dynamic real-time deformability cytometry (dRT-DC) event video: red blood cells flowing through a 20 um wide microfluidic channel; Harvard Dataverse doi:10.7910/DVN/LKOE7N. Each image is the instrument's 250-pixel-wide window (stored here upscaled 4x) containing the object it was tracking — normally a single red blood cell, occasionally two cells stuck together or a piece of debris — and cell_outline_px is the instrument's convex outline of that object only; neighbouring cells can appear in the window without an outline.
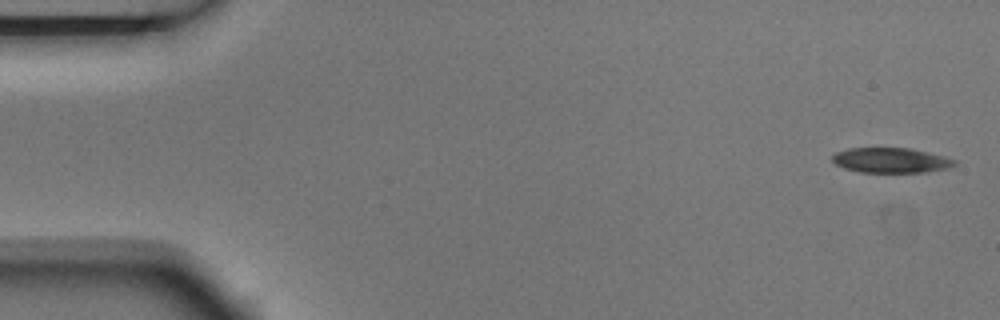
{"species": "Egyptian fruit bat (a non-hibernating species)", "species_latin": "Rousettus aegyptiacus", "temperature_condition": "room temperature", "stored_images_in_passage": 4, "camera_frame_rate_fps": 3000, "um_per_image_px": 0.085, "animal": {"sex": "male"}, "frame": {"image": 1, "passage_image": 1, "time_ms": 0.0, "image_size_px": [1000, 320], "cell_outline_px": [[956, 164], [948, 168], [924, 172], [860, 172], [844, 168], [836, 164], [832, 160], [832, 156], [836, 152], [848, 148], [912, 148], [944, 156], [956, 160]], "centroid_in_image_um": [75.73, 13.62], "position_along_channel_um": 9.3, "area_um2": 17.8}}
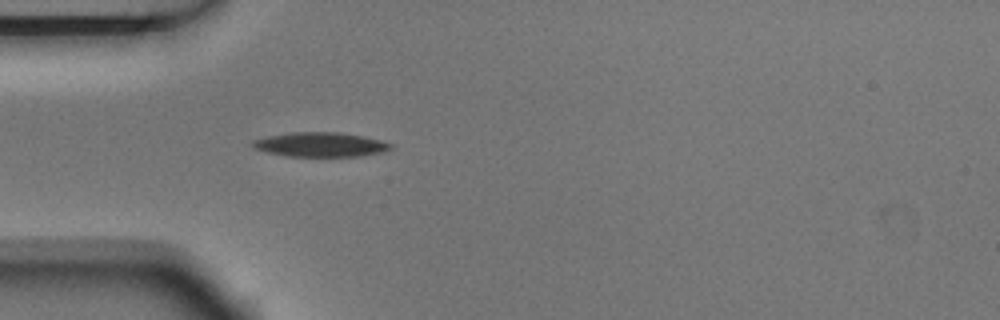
{"frame": {"image": 2, "passage_image": 4, "time_ms": 1.0, "image_size_px": [1000, 320], "cell_outline_px": [[392, 148], [384, 152], [360, 156], [288, 156], [268, 152], [252, 148], [248, 144], [252, 140], [268, 136], [292, 132], [340, 132], [364, 136], [380, 140], [392, 144]], "centroid_in_image_um": [27.21, 12.28], "position_along_channel_um": 57.8, "area_um2": 19.77}}